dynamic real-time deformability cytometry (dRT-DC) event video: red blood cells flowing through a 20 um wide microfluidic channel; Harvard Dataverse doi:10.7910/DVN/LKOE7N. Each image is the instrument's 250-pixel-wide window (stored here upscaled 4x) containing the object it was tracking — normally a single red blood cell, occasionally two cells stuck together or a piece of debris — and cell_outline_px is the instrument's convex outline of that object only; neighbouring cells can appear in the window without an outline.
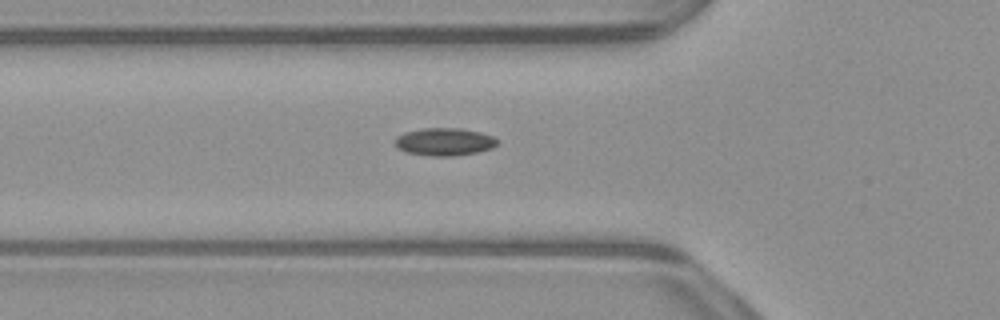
{"species": "common noctule bat (a hibernating species)", "species_latin": "Nyctalus noctula", "temperature_condition": "warm", "stored_images_in_passage": 36, "camera_frame_rate_fps": 3000, "um_per_image_px": 0.085, "animal": {"sex": "male", "body_mass_g": 23.1, "forearm_length_mm": 52.7}, "frame": {"image": 1, "passage_image": 8, "time_ms": 2.333, "image_size_px": [1000, 320], "cell_outline_px": [[500, 140], [492, 148], [476, 152], [452, 156], [432, 156], [404, 152], [396, 148], [392, 140], [396, 136], [404, 132], [424, 128], [460, 128], [480, 132], [492, 136]], "centroid_in_image_um": [37.71, 12.05], "position_along_channel_um": 88.1, "area_um2": 16.7}}
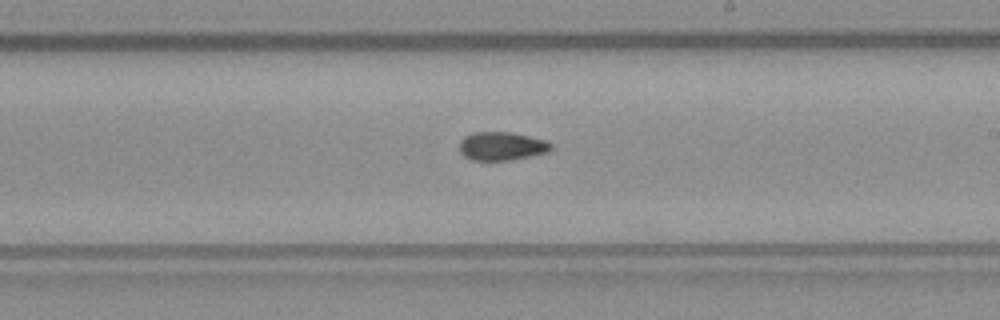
{"frame": {"image": 2, "passage_image": 20, "time_ms": 6.333, "image_size_px": [1000, 320], "cell_outline_px": [[552, 148], [548, 152], [512, 160], [472, 160], [464, 156], [460, 152], [460, 140], [464, 136], [472, 132], [512, 132], [548, 140], [552, 144]], "centroid_in_image_um": [42.66, 12.41], "position_along_channel_um": 246.3, "area_um2": 15.37}}
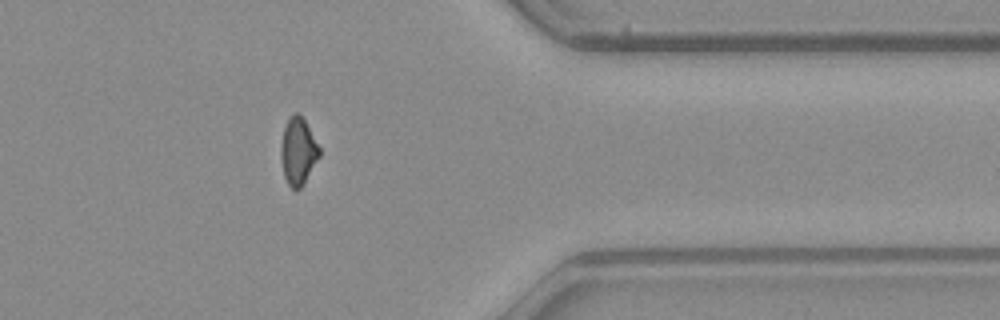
{"frame": {"image": 3, "passage_image": 32, "time_ms": 10.333, "image_size_px": [1000, 320], "cell_outline_px": [[320, 156], [304, 184], [300, 188], [292, 188], [288, 184], [284, 176], [280, 156], [280, 144], [284, 128], [288, 116], [292, 112], [296, 112], [304, 120], [320, 148]], "centroid_in_image_um": [25.32, 12.85], "position_along_channel_um": 386.1, "area_um2": 15.09}, "authors_computed_cell_mechanics": {"area_um2": 15.5193, "velocity_mm_per_s": 3.9386, "shape_relaxation_time_tau1_ms": null, "shape_relaxation_time_tau2_ms": 2.454, "deformation_change_tau1": null, "deformation_change_tau2": 0.0771}}